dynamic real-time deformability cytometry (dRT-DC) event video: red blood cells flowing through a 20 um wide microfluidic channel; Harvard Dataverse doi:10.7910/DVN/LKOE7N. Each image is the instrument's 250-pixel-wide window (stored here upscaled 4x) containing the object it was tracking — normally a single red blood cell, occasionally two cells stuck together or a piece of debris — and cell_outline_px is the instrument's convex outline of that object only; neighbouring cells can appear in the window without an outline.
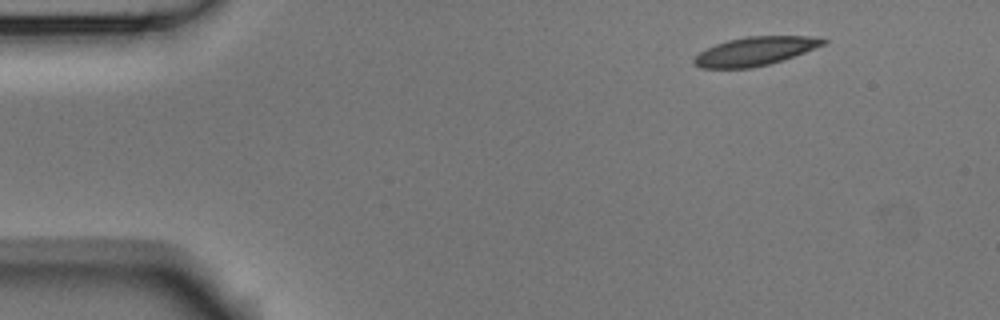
{"species": "Egyptian fruit bat (a non-hibernating species)", "species_latin": "Rousettus aegyptiacus", "temperature_condition": "room temperature", "stored_images_in_passage": 5, "camera_frame_rate_fps": 3000, "um_per_image_px": 0.085, "animal": {"sex": "male"}, "frame": {"image": 1, "passage_image": 1, "time_ms": 0.0, "image_size_px": [1000, 320], "cell_outline_px": [[828, 40], [824, 44], [804, 52], [768, 64], [752, 68], [700, 68], [692, 60], [700, 52], [716, 44], [728, 40], [748, 36], [808, 36]], "centroid_in_image_um": [64.15, 4.35], "position_along_channel_um": 20.9, "area_um2": 21.1}}
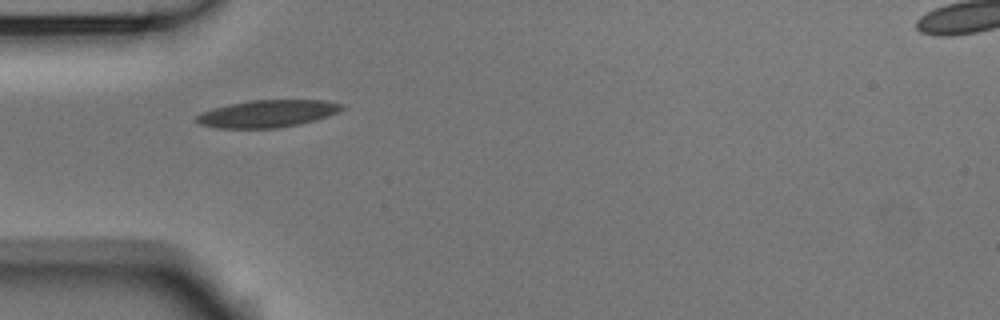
{"frame": {"image": 2, "passage_image": 4, "time_ms": 1.0, "image_size_px": [1000, 320], "cell_outline_px": [[344, 108], [328, 116], [300, 124], [276, 128], [216, 128], [200, 124], [196, 120], [196, 116], [200, 112], [212, 108], [228, 104], [248, 100], [320, 100], [344, 104]], "centroid_in_image_um": [22.69, 9.66], "position_along_channel_um": 62.3, "area_um2": 23.12}}
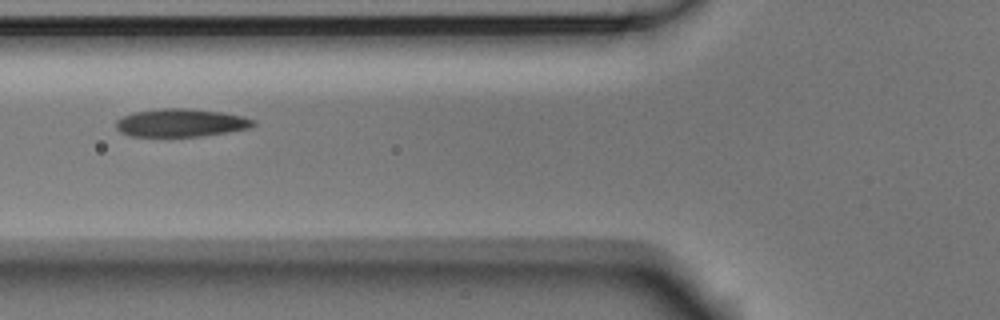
{"frame": {"image": 3, "passage_image": 5, "time_ms": 1.333, "image_size_px": [1000, 320], "cell_outline_px": [[256, 124], [252, 128], [228, 132], [200, 136], [128, 136], [120, 132], [116, 128], [116, 120], [124, 116], [136, 112], [164, 108], [184, 108], [220, 112], [244, 116], [256, 120]], "centroid_in_image_um": [15.42, 10.44], "position_along_channel_um": 110.4, "area_um2": 22.37}}